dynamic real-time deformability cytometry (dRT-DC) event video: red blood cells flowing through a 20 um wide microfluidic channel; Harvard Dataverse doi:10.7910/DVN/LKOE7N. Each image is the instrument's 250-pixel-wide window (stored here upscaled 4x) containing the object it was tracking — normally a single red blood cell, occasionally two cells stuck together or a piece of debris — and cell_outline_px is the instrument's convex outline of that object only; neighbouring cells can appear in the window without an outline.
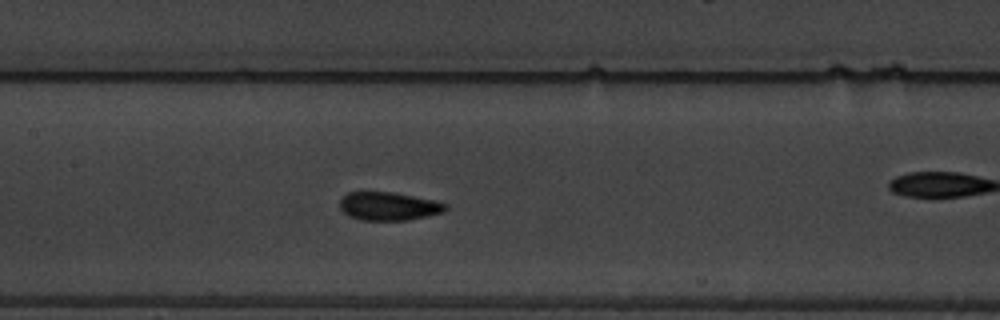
{"species": "common noctule bat (a hibernating species)", "species_latin": "Nyctalus noctula", "temperature_condition": "warm", "stored_images_in_passage": 57, "camera_frame_rate_fps": 3000, "um_per_image_px": 0.085, "animal": {"sex": "male", "body_mass_g": 19.5, "forearm_length_mm": 54.6}, "frame": {"image": 1, "passage_image": 25, "time_ms": 8.0, "image_size_px": [1000, 320], "cell_outline_px": [[448, 208], [444, 212], [408, 220], [360, 220], [348, 216], [340, 208], [340, 200], [348, 192], [392, 192], [432, 200], [444, 204]], "centroid_in_image_um": [33.0, 17.54], "position_along_channel_um": 174.4, "area_um2": 17.22}}
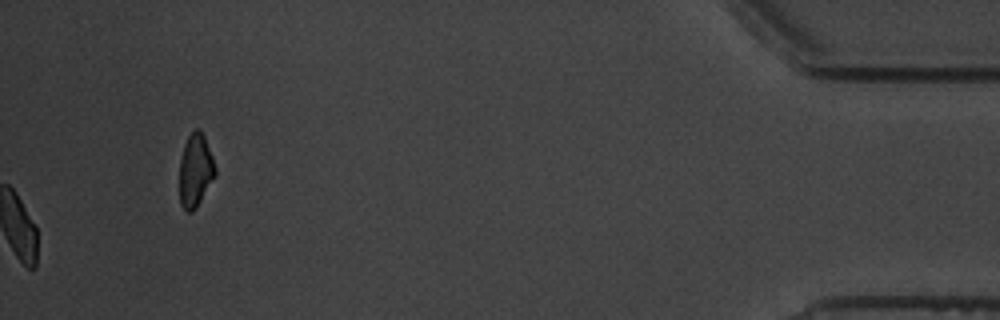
{"frame": {"image": 2, "passage_image": 57, "time_ms": 18.667, "image_size_px": [1000, 320], "cell_outline_px": [[216, 172], [196, 208], [192, 212], [184, 212], [180, 204], [180, 156], [184, 144], [188, 136], [196, 128], [200, 128], [204, 136], [212, 156], [216, 168]], "centroid_in_image_um": [16.59, 14.48], "position_along_channel_um": 418.6, "area_um2": 15.14}, "authors_computed_cell_mechanics": {"area_um2": 17.2244, "velocity_mm_per_s": 3.3454, "shape_relaxation_time_tau1_ms": 6.0943, "shape_relaxation_time_tau2_ms": 1.4498, "deformation_change_tau1": 0.1529, "deformation_change_tau2": 0.0672}}